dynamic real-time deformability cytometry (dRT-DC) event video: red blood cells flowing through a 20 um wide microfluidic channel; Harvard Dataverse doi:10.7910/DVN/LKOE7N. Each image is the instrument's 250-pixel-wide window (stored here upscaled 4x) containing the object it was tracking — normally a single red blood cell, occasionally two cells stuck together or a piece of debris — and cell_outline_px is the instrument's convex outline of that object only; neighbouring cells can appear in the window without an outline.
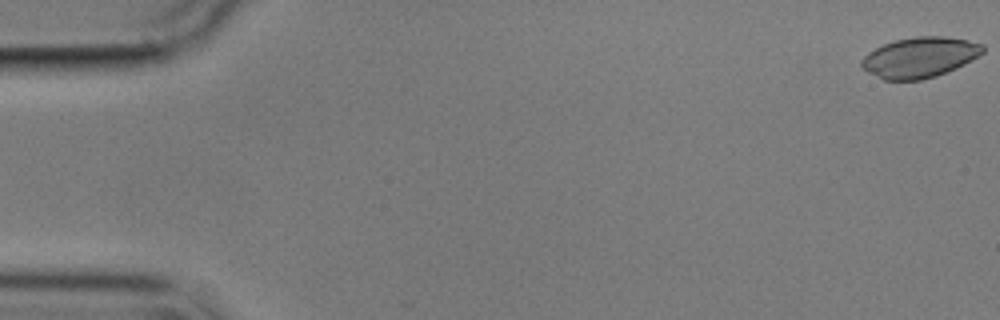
{"species": "common noctule bat (a hibernating species)", "species_latin": "Nyctalus noctula", "temperature_condition": "cold", "stored_images_in_passage": 7, "camera_frame_rate_fps": 3000, "um_per_image_px": 0.085, "animal": {"sex": "male", "body_mass_g": 17.9}, "frame": {"image": 1, "passage_image": 1, "time_ms": 0.0, "image_size_px": [1000, 320], "cell_outline_px": [[984, 52], [964, 64], [956, 68], [936, 76], [920, 80], [884, 80], [860, 68], [860, 60], [868, 52], [884, 44], [896, 40], [916, 36], [944, 36], [968, 40], [984, 44]], "centroid_in_image_um": [78.16, 4.88], "position_along_channel_um": 6.8, "area_um2": 28.61}}
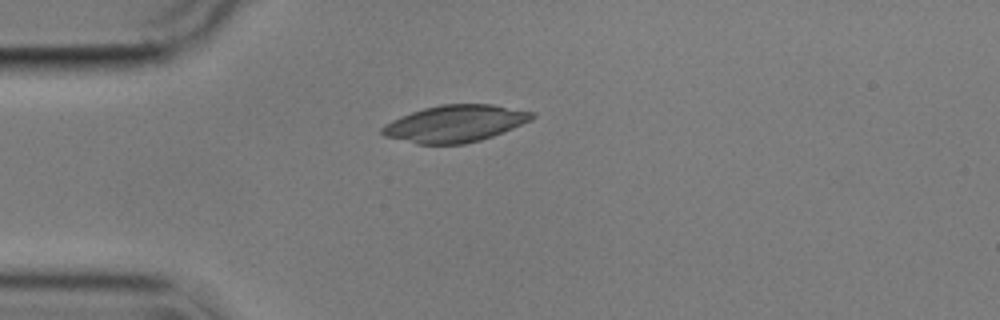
{"frame": {"image": 2, "passage_image": 5, "time_ms": 4.667, "image_size_px": [1000, 320], "cell_outline_px": [[536, 116], [504, 132], [480, 140], [464, 144], [416, 144], [384, 136], [380, 132], [380, 128], [384, 124], [400, 116], [424, 108], [440, 104], [492, 104], [536, 112]], "centroid_in_image_um": [38.65, 10.5], "position_along_channel_um": 46.3, "area_um2": 32.25}}